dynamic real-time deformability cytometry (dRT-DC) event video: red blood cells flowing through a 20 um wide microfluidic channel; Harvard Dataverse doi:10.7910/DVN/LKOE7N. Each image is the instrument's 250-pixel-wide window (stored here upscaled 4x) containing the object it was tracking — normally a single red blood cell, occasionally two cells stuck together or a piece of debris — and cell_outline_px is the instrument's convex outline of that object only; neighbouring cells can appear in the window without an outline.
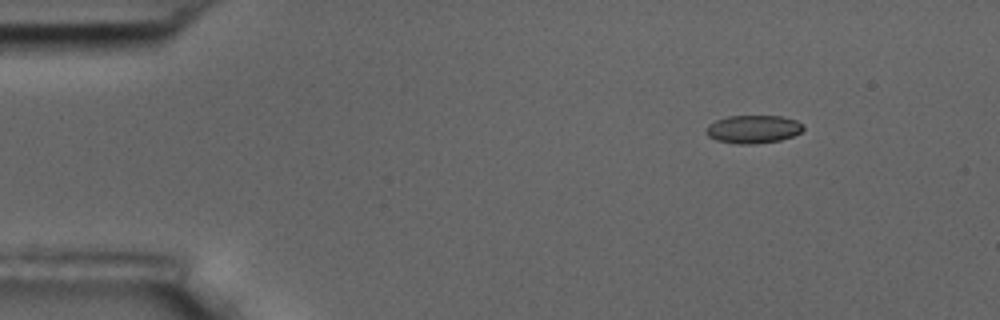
{"species": "common noctule bat (a hibernating species)", "species_latin": "Nyctalus noctula", "temperature_condition": "room temperature", "stored_images_in_passage": 5, "camera_frame_rate_fps": 3000, "um_per_image_px": 0.085, "animal": {"sex": "male", "body_mass_g": 17.5, "forearm_length_mm": 52.3}, "frame": {"image": 1, "passage_image": 2, "time_ms": 2.0, "image_size_px": [1000, 320], "cell_outline_px": [[804, 128], [800, 132], [792, 136], [780, 140], [752, 144], [736, 144], [716, 140], [708, 136], [704, 132], [704, 128], [708, 124], [716, 120], [728, 116], [780, 116], [796, 120], [804, 124]], "centroid_in_image_um": [63.98, 10.98], "position_along_channel_um": 21.0, "area_um2": 16.01}}
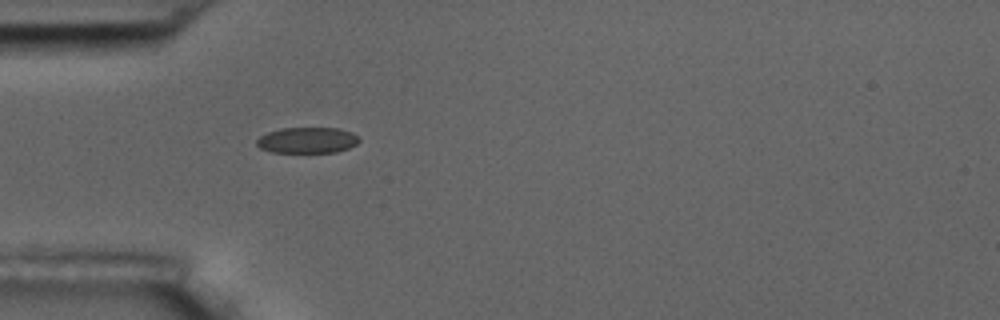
{"frame": {"image": 2, "passage_image": 5, "time_ms": 5.333, "image_size_px": [1000, 320], "cell_outline_px": [[360, 140], [356, 144], [348, 148], [336, 152], [272, 152], [260, 148], [256, 144], [256, 140], [260, 136], [268, 132], [280, 128], [340, 128], [352, 132], [360, 136]], "centroid_in_image_um": [26.14, 11.91], "position_along_channel_um": 58.9, "area_um2": 15.55}}